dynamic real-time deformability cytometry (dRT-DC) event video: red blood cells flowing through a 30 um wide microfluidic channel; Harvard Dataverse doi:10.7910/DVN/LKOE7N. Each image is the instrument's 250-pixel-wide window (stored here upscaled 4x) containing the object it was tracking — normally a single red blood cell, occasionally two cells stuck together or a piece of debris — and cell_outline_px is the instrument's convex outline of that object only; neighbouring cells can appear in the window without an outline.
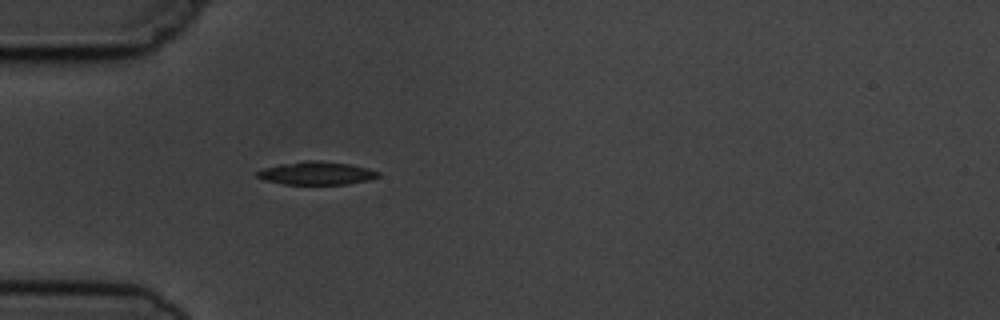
{"species": "common noctule bat (a hibernating species)", "species_latin": "Nyctalus noctula", "temperature_condition": "cold", "stored_images_in_passage": 3, "camera_frame_rate_fps": 3000, "um_per_image_px": 0.085, "animal": {"sex": "male", "body_mass_g": 19.5, "forearm_length_mm": 54.6}, "frame": {"image": 1, "passage_image": 3, "time_ms": 3.333, "image_size_px": [1000, 320], "cell_outline_px": [[380, 176], [368, 180], [348, 184], [284, 184], [264, 180], [256, 176], [256, 172], [264, 168], [280, 164], [304, 160], [320, 160], [348, 164], [380, 172]], "centroid_in_image_um": [26.87, 14.72], "position_along_channel_um": 58.1, "area_um2": 16.18}}